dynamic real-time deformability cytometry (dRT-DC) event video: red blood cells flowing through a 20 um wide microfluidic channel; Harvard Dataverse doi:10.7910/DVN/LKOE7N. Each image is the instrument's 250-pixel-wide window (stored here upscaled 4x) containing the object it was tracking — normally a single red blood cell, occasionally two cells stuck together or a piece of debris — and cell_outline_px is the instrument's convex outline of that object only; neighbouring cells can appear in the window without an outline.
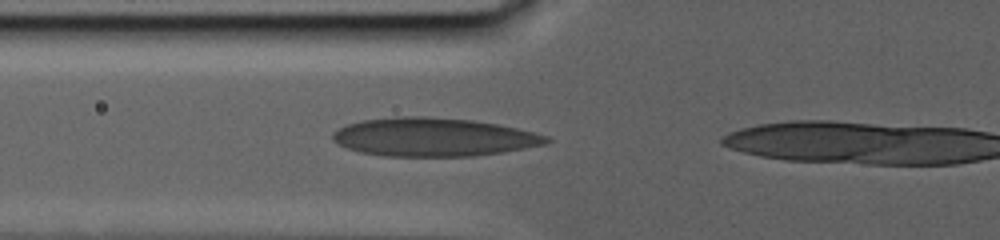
{"species": "human", "species_latin": "Homo sapiens", "temperature_condition": "warm", "stored_images_in_passage": 16, "camera_frame_rate_fps": 3000, "um_per_image_px": 0.085, "donor": {"sex": "male"}, "frame": {"image": 1, "passage_image": 15, "time_ms": 9.0, "image_size_px": [1000, 240], "cell_outline_px": [[552, 140], [544, 144], [524, 148], [500, 152], [472, 156], [384, 156], [360, 152], [336, 144], [332, 140], [332, 132], [348, 124], [364, 120], [396, 116], [424, 116], [472, 120], [496, 124], [516, 128], [548, 136]], "centroid_in_image_um": [36.8, 11.65], "position_along_channel_um": 89.0, "area_um2": 47.69}}